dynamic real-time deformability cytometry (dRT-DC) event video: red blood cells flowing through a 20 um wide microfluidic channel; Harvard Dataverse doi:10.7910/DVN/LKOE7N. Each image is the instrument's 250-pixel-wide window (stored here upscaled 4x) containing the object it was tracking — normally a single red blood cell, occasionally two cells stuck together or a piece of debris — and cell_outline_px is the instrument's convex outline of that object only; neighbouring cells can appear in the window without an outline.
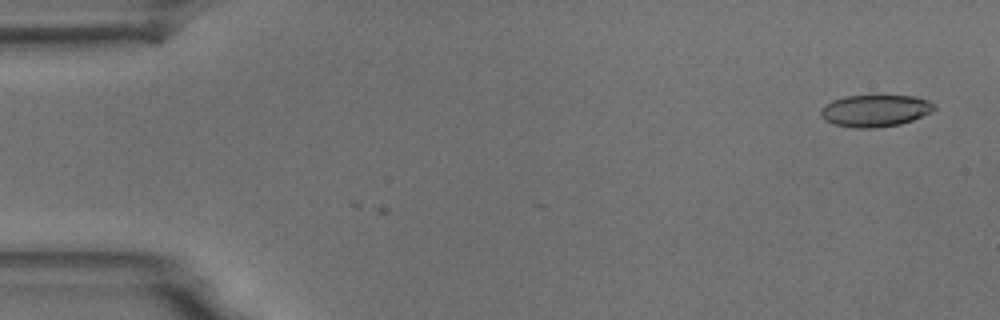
{"species": "common noctule bat (a hibernating species)", "species_latin": "Nyctalus noctula", "temperature_condition": "room temperature", "stored_images_in_passage": 2, "camera_frame_rate_fps": 3000, "um_per_image_px": 0.085, "animal": {"sex": "male", "body_mass_g": 18.8}, "frame": {"image": 1, "passage_image": 2, "time_ms": 2.0, "image_size_px": [1000, 320], "cell_outline_px": [[936, 108], [932, 112], [912, 120], [900, 124], [876, 128], [856, 128], [832, 124], [824, 120], [820, 116], [820, 112], [824, 104], [832, 100], [848, 96], [916, 96], [928, 100], [936, 104]], "centroid_in_image_um": [74.39, 9.41], "position_along_channel_um": 10.6, "area_um2": 21.27}}